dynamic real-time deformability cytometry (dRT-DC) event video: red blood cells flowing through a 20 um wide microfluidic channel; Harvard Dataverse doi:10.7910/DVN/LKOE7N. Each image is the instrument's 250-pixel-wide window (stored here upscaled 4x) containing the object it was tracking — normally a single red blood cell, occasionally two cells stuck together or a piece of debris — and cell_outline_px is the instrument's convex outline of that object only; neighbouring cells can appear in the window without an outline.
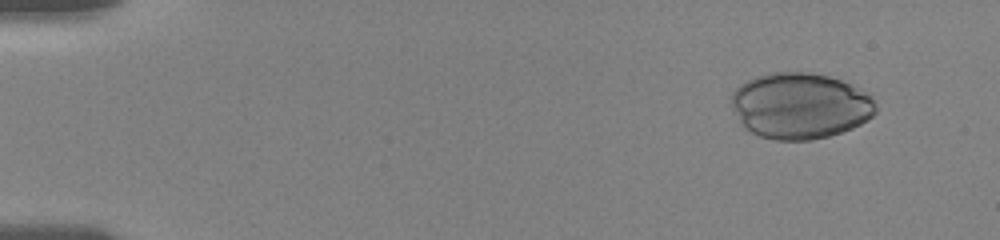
{"species": "human", "species_latin": "Homo sapiens", "temperature_condition": "room temperature", "stored_images_in_passage": 23, "camera_frame_rate_fps": 3000, "um_per_image_px": 0.085, "donor": {"sex": "female"}, "frame": {"image": 1, "passage_image": 2, "time_ms": 1.0, "image_size_px": [1000, 240], "cell_outline_px": [[876, 112], [868, 120], [852, 128], [828, 136], [812, 140], [772, 140], [760, 136], [744, 128], [740, 124], [732, 108], [732, 92], [740, 84], [756, 76], [772, 72], [812, 72], [828, 76], [840, 80], [856, 88], [868, 96], [876, 104]], "centroid_in_image_um": [67.96, 9.0], "position_along_channel_um": 17.0, "area_um2": 55.43}}
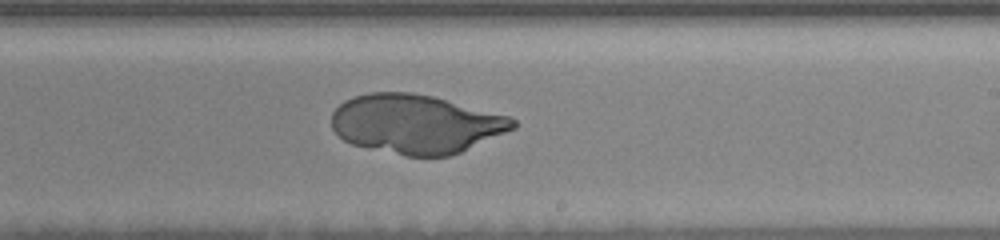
{"frame": {"image": 2, "passage_image": 20, "time_ms": 10.667, "image_size_px": [1000, 240], "cell_outline_px": [[516, 128], [460, 152], [448, 156], [408, 156], [368, 148], [352, 144], [344, 140], [332, 128], [332, 112], [344, 100], [352, 96], [368, 92], [412, 92], [432, 96], [512, 116], [516, 120]], "centroid_in_image_um": [35.36, 10.52], "position_along_channel_um": 253.6, "area_um2": 62.48}}
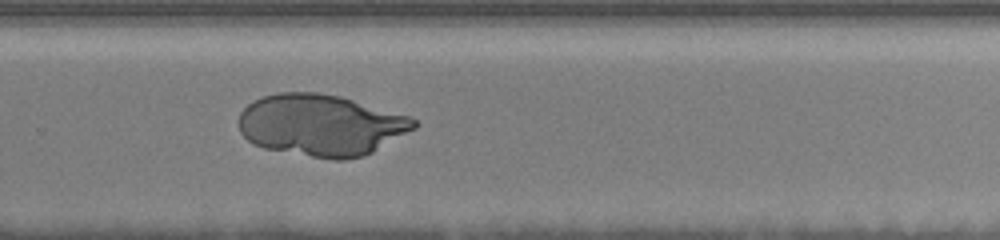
{"frame": {"image": 3, "passage_image": 23, "time_ms": 12.0, "image_size_px": [1000, 240], "cell_outline_px": [[420, 124], [416, 128], [372, 152], [364, 156], [344, 160], [332, 160], [264, 148], [252, 144], [240, 132], [240, 112], [252, 100], [276, 92], [316, 92], [340, 96], [412, 116]], "centroid_in_image_um": [27.31, 10.63], "position_along_channel_um": 302.5, "area_um2": 63.23}}